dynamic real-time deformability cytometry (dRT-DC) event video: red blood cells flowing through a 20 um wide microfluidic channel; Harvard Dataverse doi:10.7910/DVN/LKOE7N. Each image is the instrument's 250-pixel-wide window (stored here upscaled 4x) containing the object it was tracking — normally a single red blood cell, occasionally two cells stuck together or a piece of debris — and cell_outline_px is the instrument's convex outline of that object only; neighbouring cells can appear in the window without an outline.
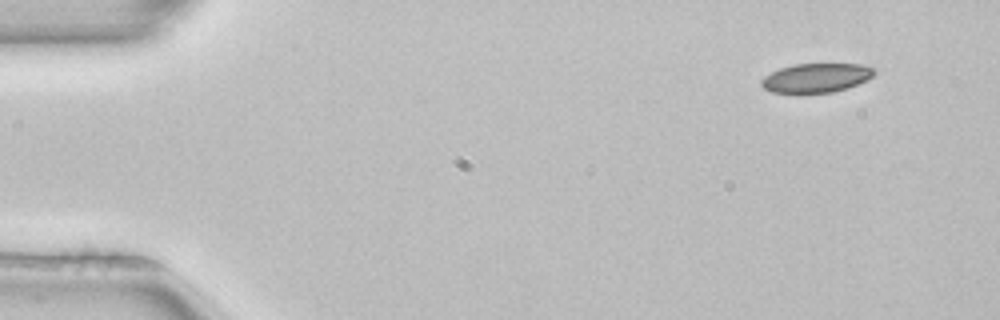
{"species": "common noctule bat (a hibernating species)", "species_latin": "Nyctalus noctula", "temperature_condition": "room temperature", "stored_images_in_passage": 4, "camera_frame_rate_fps": 3000, "um_per_image_px": 0.085, "animal": {"sex": "female", "body_mass_g": 22.7, "forearm_length_mm": 54.2}, "frame": {"image": 1, "passage_image": 1, "time_ms": 0.0, "image_size_px": [1000, 320], "cell_outline_px": [[876, 72], [868, 80], [848, 88], [832, 92], [800, 96], [772, 92], [764, 88], [760, 84], [760, 80], [764, 76], [780, 68], [792, 64], [864, 64], [876, 68]], "centroid_in_image_um": [69.36, 6.66], "position_along_channel_um": 15.6, "area_um2": 20.06}}